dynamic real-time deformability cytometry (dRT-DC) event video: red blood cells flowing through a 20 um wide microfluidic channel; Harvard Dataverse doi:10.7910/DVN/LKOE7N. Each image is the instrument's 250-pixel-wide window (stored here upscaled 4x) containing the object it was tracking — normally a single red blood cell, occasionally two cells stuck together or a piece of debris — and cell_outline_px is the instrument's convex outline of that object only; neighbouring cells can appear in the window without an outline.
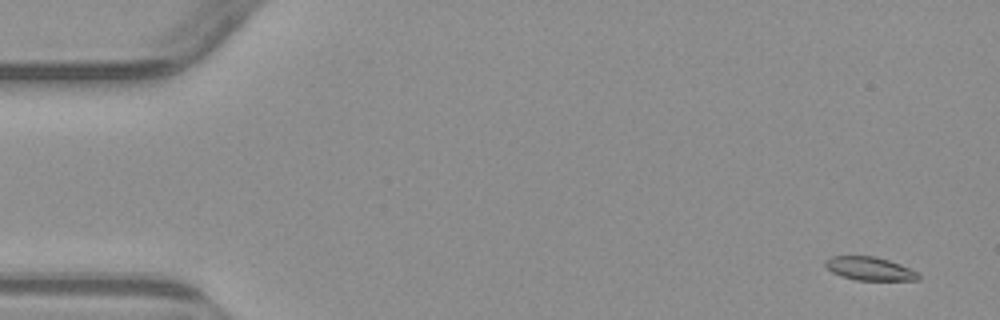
{"species": "common noctule bat (a hibernating species)", "species_latin": "Nyctalus noctula", "temperature_condition": "warm", "stored_images_in_passage": 6, "camera_frame_rate_fps": 3000, "um_per_image_px": 0.085, "animal": {"sex": "male", "body_mass_g": 23.1, "forearm_length_mm": 52.7}, "frame": {"image": 1, "passage_image": 1, "time_ms": 0.0, "image_size_px": [1000, 320], "cell_outline_px": [[920, 280], [856, 280], [840, 276], [832, 272], [824, 264], [824, 260], [832, 256], [872, 256], [888, 260], [900, 264], [920, 272]], "centroid_in_image_um": [73.94, 22.84], "position_along_channel_um": 11.1, "area_um2": 12.77}}
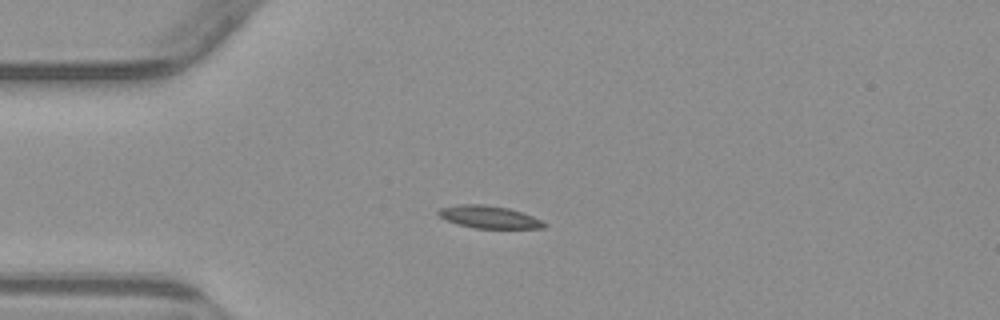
{"frame": {"image": 2, "passage_image": 4, "time_ms": 3.667, "image_size_px": [1000, 320], "cell_outline_px": [[548, 224], [544, 228], [476, 228], [460, 224], [448, 220], [440, 216], [436, 212], [440, 208], [460, 204], [484, 204], [508, 208], [532, 216]], "centroid_in_image_um": [41.58, 18.44], "position_along_channel_um": 43.4, "area_um2": 13.58}}
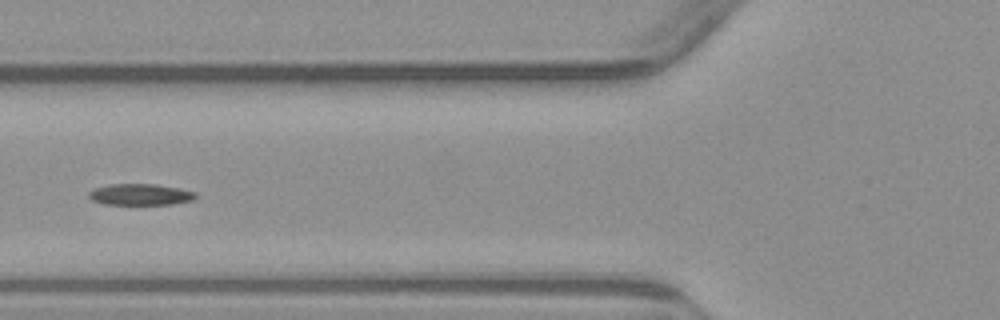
{"frame": {"image": 3, "passage_image": 6, "time_ms": 6.0, "image_size_px": [1000, 320], "cell_outline_px": [[196, 196], [192, 200], [172, 204], [104, 204], [92, 200], [88, 196], [88, 192], [96, 188], [112, 184], [156, 184], [180, 188], [196, 192]], "centroid_in_image_um": [11.94, 16.53], "position_along_channel_um": 113.9, "area_um2": 13.18}}